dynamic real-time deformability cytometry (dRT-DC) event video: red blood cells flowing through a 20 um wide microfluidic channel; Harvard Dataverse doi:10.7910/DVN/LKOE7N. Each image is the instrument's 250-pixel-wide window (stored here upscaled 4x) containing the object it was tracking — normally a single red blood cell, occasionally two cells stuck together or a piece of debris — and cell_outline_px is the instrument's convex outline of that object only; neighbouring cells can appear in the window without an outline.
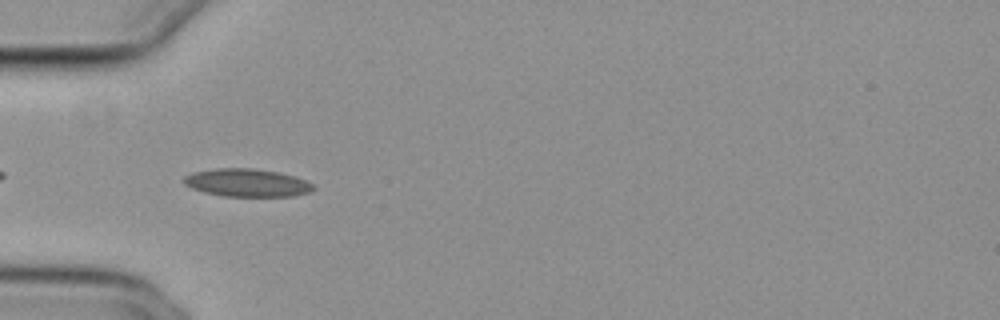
{"species": "common noctule bat (a hibernating species)", "species_latin": "Nyctalus noctula", "temperature_condition": "cold", "stored_images_in_passage": 40, "camera_frame_rate_fps": 3000, "um_per_image_px": 0.085, "animal": {"sex": "female", "body_mass_g": 29.2, "forearm_length_mm": 56.3}, "frame": {"image": 1, "passage_image": 3, "time_ms": 0.667, "image_size_px": [1000, 320], "cell_outline_px": [[316, 188], [308, 192], [292, 196], [224, 196], [204, 192], [192, 188], [184, 184], [184, 176], [192, 172], [216, 168], [252, 168], [280, 172], [296, 176], [312, 184]], "centroid_in_image_um": [20.99, 15.52], "position_along_channel_um": 64.0, "area_um2": 21.04}}
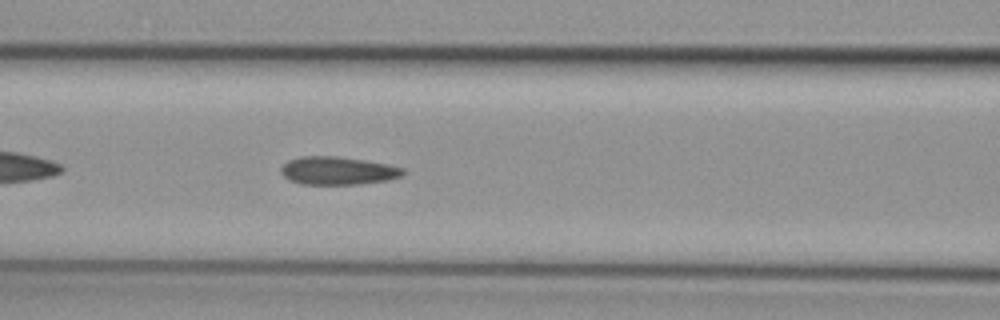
{"frame": {"image": 2, "passage_image": 9, "time_ms": 2.667, "image_size_px": [1000, 320], "cell_outline_px": [[408, 172], [404, 176], [388, 180], [360, 184], [300, 184], [288, 180], [280, 172], [280, 168], [288, 160], [300, 156], [336, 156], [364, 160], [388, 164], [404, 168]], "centroid_in_image_um": [28.74, 14.51], "position_along_channel_um": 137.9, "area_um2": 20.23}}
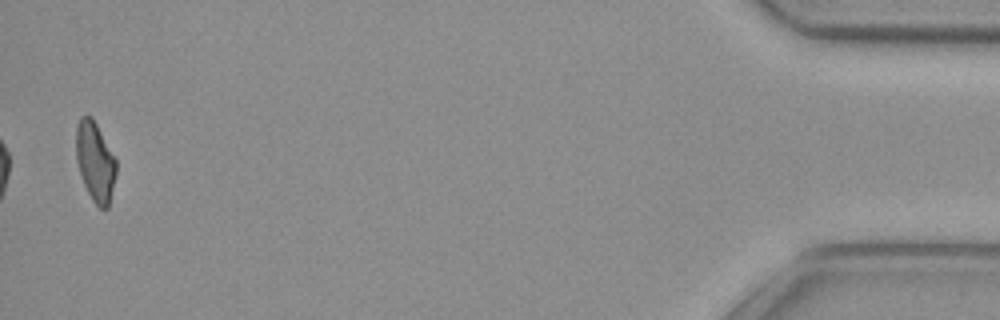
{"frame": {"image": 3, "passage_image": 39, "time_ms": 12.667, "image_size_px": [1000, 320], "cell_outline_px": [[116, 176], [108, 208], [100, 208], [92, 200], [84, 184], [76, 160], [76, 128], [80, 116], [92, 116], [116, 160]], "centroid_in_image_um": [8.09, 13.74], "position_along_channel_um": 427.1, "area_um2": 18.44}, "authors_computed_cell_mechanics": {"area_um2": 19.8832, "velocity_mm_per_s": 3.7869, "shape_relaxation_time_tau1_ms": null, "shape_relaxation_time_tau2_ms": 4.4215, "deformation_change_tau1": null, "deformation_change_tau2": 0.0886}}